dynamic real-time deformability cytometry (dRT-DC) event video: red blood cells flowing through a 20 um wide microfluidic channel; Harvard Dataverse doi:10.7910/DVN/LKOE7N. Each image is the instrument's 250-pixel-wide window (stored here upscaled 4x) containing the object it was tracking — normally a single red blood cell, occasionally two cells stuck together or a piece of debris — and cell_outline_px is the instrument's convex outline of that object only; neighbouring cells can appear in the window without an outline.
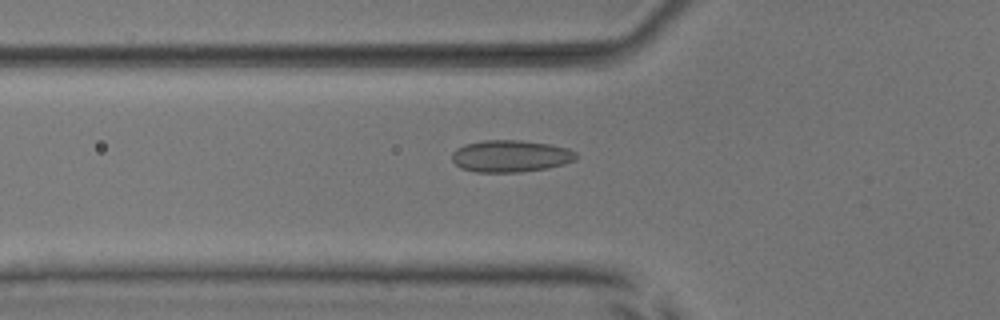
{"species": "common noctule bat (a hibernating species)", "species_latin": "Nyctalus noctula", "temperature_condition": "room temperature", "stored_images_in_passage": 35, "camera_frame_rate_fps": 3000, "um_per_image_px": 0.085, "animal": {"sex": "male", "body_mass_g": 17.9, "forearm_length_mm": 54.2}, "frame": {"image": 1, "passage_image": 10, "time_ms": 3.0, "image_size_px": [1000, 320], "cell_outline_px": [[580, 156], [576, 160], [564, 164], [548, 168], [520, 172], [476, 172], [460, 168], [452, 160], [452, 152], [456, 148], [464, 144], [484, 140], [520, 140], [552, 144], [568, 148], [576, 152]], "centroid_in_image_um": [43.43, 13.26], "position_along_channel_um": 82.4, "area_um2": 23.47}}
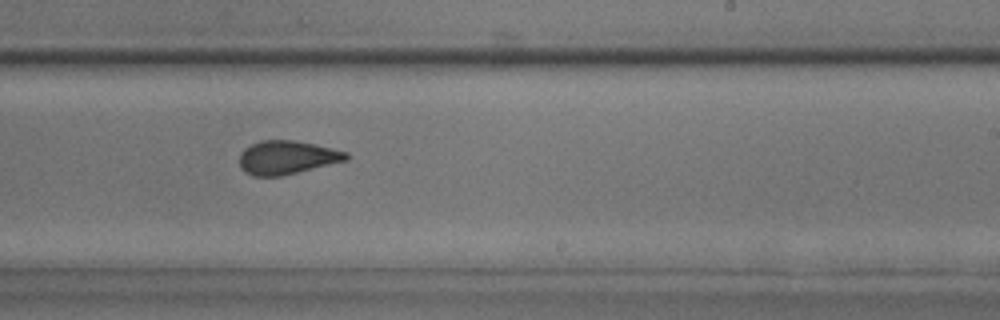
{"frame": {"image": 2, "passage_image": 24, "time_ms": 7.667, "image_size_px": [1000, 320], "cell_outline_px": [[348, 160], [280, 176], [252, 176], [244, 172], [240, 168], [240, 152], [244, 148], [260, 140], [292, 140], [316, 144], [348, 152]], "centroid_in_image_um": [24.37, 13.38], "position_along_channel_um": 264.6, "area_um2": 20.92}}
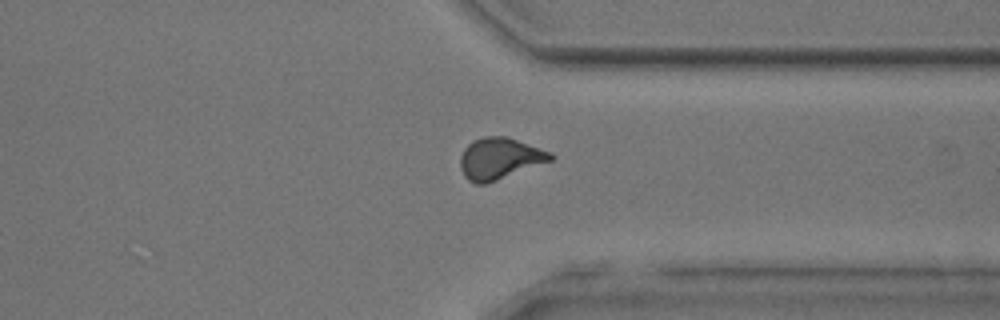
{"frame": {"image": 3, "passage_image": 32, "time_ms": 10.333, "image_size_px": [1000, 320], "cell_outline_px": [[556, 156], [552, 160], [496, 180], [484, 184], [476, 184], [468, 180], [464, 176], [460, 168], [460, 156], [464, 148], [472, 140], [484, 136], [508, 136], [552, 152]], "centroid_in_image_um": [42.46, 13.45], "position_along_channel_um": 368.9, "area_um2": 21.91}}